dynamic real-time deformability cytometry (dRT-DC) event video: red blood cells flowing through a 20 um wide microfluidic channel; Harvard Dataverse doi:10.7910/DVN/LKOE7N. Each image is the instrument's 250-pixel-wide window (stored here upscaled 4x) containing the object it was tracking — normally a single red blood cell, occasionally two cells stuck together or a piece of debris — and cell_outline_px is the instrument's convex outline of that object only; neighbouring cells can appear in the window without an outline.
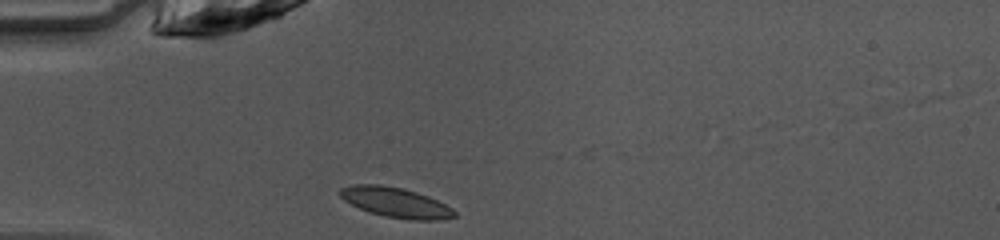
{"species": "common noctule bat (a hibernating species)", "species_latin": "Nyctalus noctula", "temperature_condition": "warm", "stored_images_in_passage": 36, "camera_frame_rate_fps": 3000, "um_per_image_px": 0.085, "animal": {"sex": "female", "body_mass_g": 10.0, "forearm_length_mm": 53.1}, "frame": {"image": 1, "passage_image": 1, "time_ms": 0.0, "image_size_px": [1000, 240], "cell_outline_px": [[456, 216], [392, 216], [372, 212], [352, 204], [340, 192], [344, 188], [396, 188], [412, 192], [436, 200], [444, 204]], "centroid_in_image_um": [33.62, 17.2], "position_along_channel_um": 51.4, "area_um2": 16.07}}
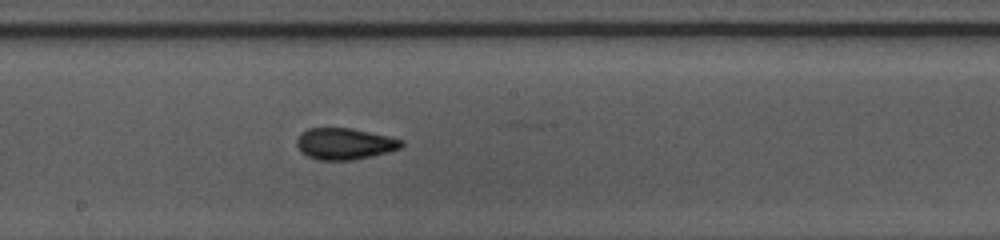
{"frame": {"image": 2, "passage_image": 14, "time_ms": 4.333, "image_size_px": [1000, 240], "cell_outline_px": [[400, 144], [396, 148], [364, 156], [340, 160], [328, 160], [312, 156], [304, 152], [300, 148], [300, 136], [304, 132], [312, 128], [344, 128], [384, 136], [400, 140]], "centroid_in_image_um": [29.22, 12.19], "position_along_channel_um": 219.0, "area_um2": 17.05}}
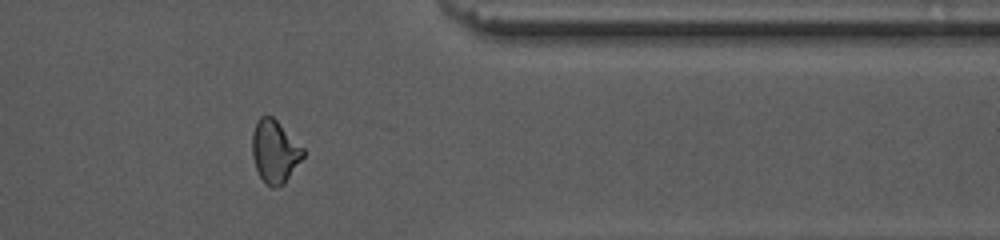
{"frame": {"image": 3, "passage_image": 27, "time_ms": 8.667, "image_size_px": [1000, 240], "cell_outline_px": [[304, 156], [284, 180], [280, 184], [268, 184], [260, 176], [256, 168], [252, 148], [252, 140], [256, 124], [264, 116], [272, 116], [304, 148]], "centroid_in_image_um": [23.36, 12.82], "position_along_channel_um": 388.0, "area_um2": 17.46}, "authors_computed_cell_mechanics": {"area_um2": 16.6175, "velocity_mm_per_s": 4.1261, "shape_relaxation_time_tau1_ms": 5.556, "shape_relaxation_time_tau2_ms": 0.991, "deformation_change_tau1": 0.1548, "deformation_change_tau2": 0.0587}}